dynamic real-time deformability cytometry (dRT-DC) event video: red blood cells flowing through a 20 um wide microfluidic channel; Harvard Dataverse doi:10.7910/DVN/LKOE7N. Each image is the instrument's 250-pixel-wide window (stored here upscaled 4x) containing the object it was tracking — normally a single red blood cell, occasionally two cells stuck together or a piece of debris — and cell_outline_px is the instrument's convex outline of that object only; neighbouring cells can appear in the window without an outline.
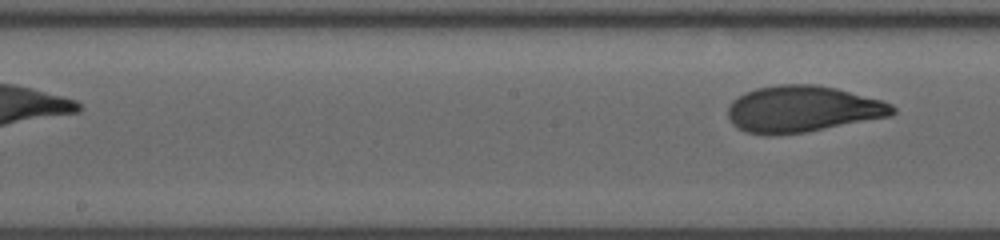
{"species": "human", "species_latin": "Homo sapiens", "temperature_condition": "room temperature", "stored_images_in_passage": 6, "segment_of_instrument_passage": [2, 2], "camera_frame_rate_fps": 3000, "um_per_image_px": 0.085, "donor": {"sex": "male"}, "frame": {"image": 1, "passage_image": 6, "time_ms": 4.667, "image_size_px": [1000, 240], "cell_outline_px": [[896, 112], [888, 116], [804, 132], [772, 136], [764, 136], [744, 132], [736, 128], [732, 124], [728, 116], [728, 104], [732, 100], [744, 92], [756, 88], [780, 84], [816, 84], [836, 88], [880, 100], [892, 104], [896, 108]], "centroid_in_image_um": [68.13, 9.27], "position_along_channel_um": 180.1, "area_um2": 44.62}}